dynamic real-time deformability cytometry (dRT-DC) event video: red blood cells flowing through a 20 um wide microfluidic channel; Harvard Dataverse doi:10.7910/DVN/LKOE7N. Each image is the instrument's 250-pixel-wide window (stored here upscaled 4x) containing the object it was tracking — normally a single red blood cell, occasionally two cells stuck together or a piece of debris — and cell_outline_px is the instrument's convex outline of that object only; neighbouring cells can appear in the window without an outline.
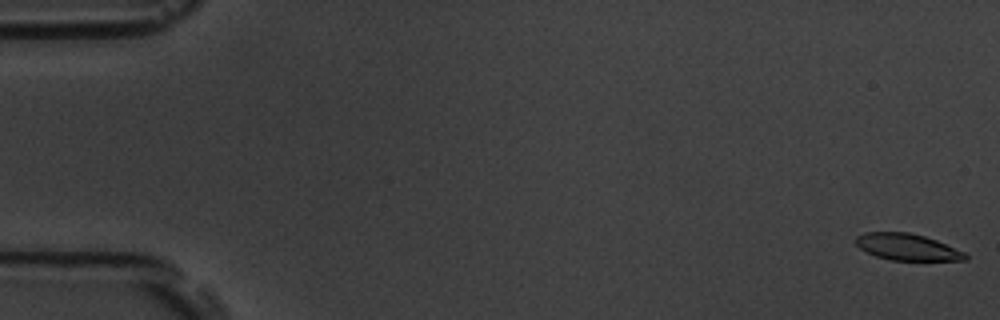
{"species": "common noctule bat (a hibernating species)", "species_latin": "Nyctalus noctula", "temperature_condition": "room temperature", "stored_images_in_passage": 55, "camera_frame_rate_fps": 3000, "um_per_image_px": 0.085, "animal": {"sex": "male", "body_mass_g": 19.5, "forearm_length_mm": 54.6}, "frame": {"image": 1, "passage_image": 1, "time_ms": 0.0, "image_size_px": [1000, 320], "cell_outline_px": [[968, 260], [892, 260], [876, 256], [860, 248], [856, 244], [856, 236], [864, 232], [908, 232], [924, 236], [936, 240], [964, 252], [968, 256]], "centroid_in_image_um": [77.1, 20.99], "position_along_channel_um": 7.9, "area_um2": 16.76}}
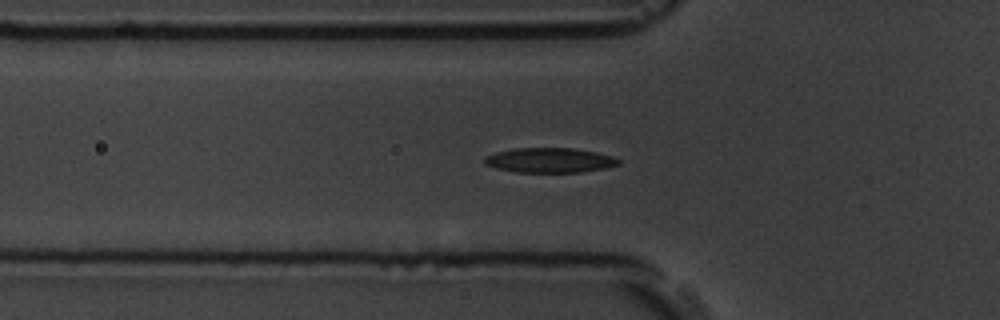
{"frame": {"image": 2, "passage_image": 19, "time_ms": 6.0, "image_size_px": [1000, 320], "cell_outline_px": [[620, 164], [608, 168], [580, 172], [516, 172], [496, 168], [484, 164], [484, 156], [496, 152], [512, 148], [572, 148], [596, 152], [612, 156], [620, 160]], "centroid_in_image_um": [46.72, 13.62], "position_along_channel_um": 79.1, "area_um2": 19.48}}
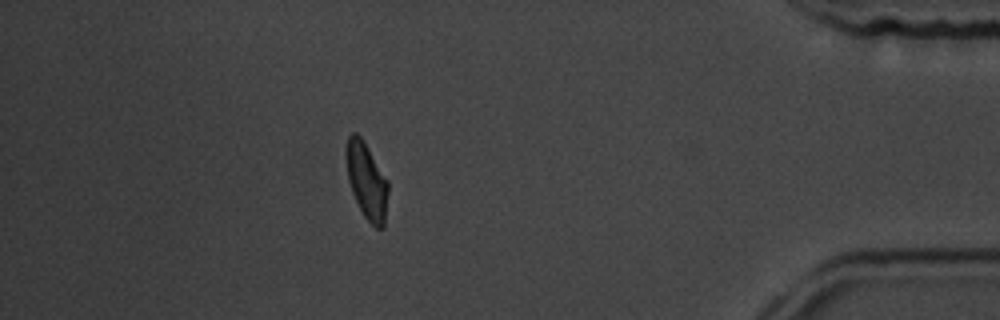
{"frame": {"image": 3, "passage_image": 49, "time_ms": 16.0, "image_size_px": [1000, 320], "cell_outline_px": [[388, 192], [384, 228], [376, 228], [364, 216], [352, 192], [348, 180], [344, 156], [344, 148], [348, 136], [352, 132], [356, 132], [360, 136], [388, 180]], "centroid_in_image_um": [31.14, 15.34], "position_along_channel_um": 404.1, "area_um2": 18.79}, "authors_computed_cell_mechanics": {"area_um2": 18.785, "velocity_mm_per_s": 3.7079, "shape_relaxation_time_tau1_ms": 2.7543, "shape_relaxation_time_tau2_ms": 3.4517, "deformation_change_tau1": 0.1233, "deformation_change_tau2": 0.096}}